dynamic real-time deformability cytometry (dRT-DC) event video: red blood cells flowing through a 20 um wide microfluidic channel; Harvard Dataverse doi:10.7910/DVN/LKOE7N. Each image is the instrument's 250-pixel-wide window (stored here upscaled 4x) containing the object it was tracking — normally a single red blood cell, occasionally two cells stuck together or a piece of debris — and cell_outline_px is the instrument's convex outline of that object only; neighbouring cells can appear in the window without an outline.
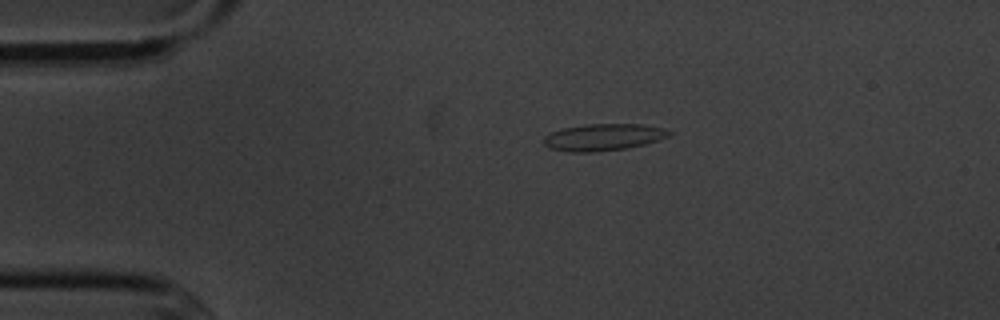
{"species": "common noctule bat (a hibernating species)", "species_latin": "Nyctalus noctula", "temperature_condition": "cold", "stored_images_in_passage": 3, "camera_frame_rate_fps": 3000, "um_per_image_px": 0.085, "animal": {"sex": "male", "body_mass_g": 20.1, "forearm_length_mm": 53.5}, "frame": {"image": 1, "passage_image": 1, "time_ms": 0.0, "image_size_px": [1000, 320], "cell_outline_px": [[672, 132], [668, 136], [644, 144], [624, 148], [592, 152], [572, 152], [552, 148], [544, 144], [544, 136], [552, 132], [564, 128], [584, 124], [640, 124], [664, 128]], "centroid_in_image_um": [51.28, 11.65], "position_along_channel_um": 33.7, "area_um2": 19.25}}